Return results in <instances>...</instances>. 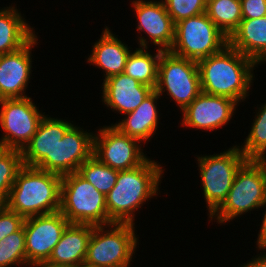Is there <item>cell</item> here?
<instances>
[{"label": "cell", "mask_w": 266, "mask_h": 267, "mask_svg": "<svg viewBox=\"0 0 266 267\" xmlns=\"http://www.w3.org/2000/svg\"><path fill=\"white\" fill-rule=\"evenodd\" d=\"M77 172L105 196L115 186L119 173V171L101 163L94 156L86 160Z\"/></svg>", "instance_id": "4316f807"}, {"label": "cell", "mask_w": 266, "mask_h": 267, "mask_svg": "<svg viewBox=\"0 0 266 267\" xmlns=\"http://www.w3.org/2000/svg\"><path fill=\"white\" fill-rule=\"evenodd\" d=\"M129 3L137 19L135 28L136 32L138 31V38L136 37L138 47L149 48L155 45L154 49L169 51L175 39V24L167 13L163 1L131 0Z\"/></svg>", "instance_id": "7c38bea8"}, {"label": "cell", "mask_w": 266, "mask_h": 267, "mask_svg": "<svg viewBox=\"0 0 266 267\" xmlns=\"http://www.w3.org/2000/svg\"><path fill=\"white\" fill-rule=\"evenodd\" d=\"M68 224L69 221L60 211L25 218L23 226L27 267L49 260Z\"/></svg>", "instance_id": "5bb4252c"}, {"label": "cell", "mask_w": 266, "mask_h": 267, "mask_svg": "<svg viewBox=\"0 0 266 267\" xmlns=\"http://www.w3.org/2000/svg\"><path fill=\"white\" fill-rule=\"evenodd\" d=\"M228 45L255 61L266 63V15L260 18L242 19L228 38Z\"/></svg>", "instance_id": "7402d4cb"}, {"label": "cell", "mask_w": 266, "mask_h": 267, "mask_svg": "<svg viewBox=\"0 0 266 267\" xmlns=\"http://www.w3.org/2000/svg\"><path fill=\"white\" fill-rule=\"evenodd\" d=\"M243 19L260 18L266 15V0H240Z\"/></svg>", "instance_id": "1f68e13d"}, {"label": "cell", "mask_w": 266, "mask_h": 267, "mask_svg": "<svg viewBox=\"0 0 266 267\" xmlns=\"http://www.w3.org/2000/svg\"><path fill=\"white\" fill-rule=\"evenodd\" d=\"M60 212L75 224L110 225L106 196L77 171L62 176Z\"/></svg>", "instance_id": "52a82bcc"}, {"label": "cell", "mask_w": 266, "mask_h": 267, "mask_svg": "<svg viewBox=\"0 0 266 267\" xmlns=\"http://www.w3.org/2000/svg\"><path fill=\"white\" fill-rule=\"evenodd\" d=\"M25 222V218L7 207L0 212V240L4 237L20 230Z\"/></svg>", "instance_id": "4dcf8cb0"}, {"label": "cell", "mask_w": 266, "mask_h": 267, "mask_svg": "<svg viewBox=\"0 0 266 267\" xmlns=\"http://www.w3.org/2000/svg\"><path fill=\"white\" fill-rule=\"evenodd\" d=\"M94 131L93 156L117 171L141 165L147 158L143 144L136 138L122 134L112 124L97 127Z\"/></svg>", "instance_id": "8fae6325"}, {"label": "cell", "mask_w": 266, "mask_h": 267, "mask_svg": "<svg viewBox=\"0 0 266 267\" xmlns=\"http://www.w3.org/2000/svg\"><path fill=\"white\" fill-rule=\"evenodd\" d=\"M254 104L253 122L244 143L238 144L247 160H261L266 155V101L261 105ZM260 106V107H259Z\"/></svg>", "instance_id": "d4e9b609"}, {"label": "cell", "mask_w": 266, "mask_h": 267, "mask_svg": "<svg viewBox=\"0 0 266 267\" xmlns=\"http://www.w3.org/2000/svg\"><path fill=\"white\" fill-rule=\"evenodd\" d=\"M265 202L266 168L260 160H246L237 170L226 200L208 221L211 223L214 220L221 226L230 225L244 214L262 210Z\"/></svg>", "instance_id": "277c9868"}, {"label": "cell", "mask_w": 266, "mask_h": 267, "mask_svg": "<svg viewBox=\"0 0 266 267\" xmlns=\"http://www.w3.org/2000/svg\"><path fill=\"white\" fill-rule=\"evenodd\" d=\"M100 38L96 42H92V50L90 55L86 57L90 66H94L96 69H102L103 73L101 80H105L111 76L123 73L128 55L133 50L132 47L124 43V39L119 35L113 33V29L108 26L102 28Z\"/></svg>", "instance_id": "d6986e66"}, {"label": "cell", "mask_w": 266, "mask_h": 267, "mask_svg": "<svg viewBox=\"0 0 266 267\" xmlns=\"http://www.w3.org/2000/svg\"><path fill=\"white\" fill-rule=\"evenodd\" d=\"M266 168V155L260 160Z\"/></svg>", "instance_id": "74e56055"}, {"label": "cell", "mask_w": 266, "mask_h": 267, "mask_svg": "<svg viewBox=\"0 0 266 267\" xmlns=\"http://www.w3.org/2000/svg\"><path fill=\"white\" fill-rule=\"evenodd\" d=\"M135 225L93 226L85 263L98 267H130L140 241Z\"/></svg>", "instance_id": "5b68a950"}, {"label": "cell", "mask_w": 266, "mask_h": 267, "mask_svg": "<svg viewBox=\"0 0 266 267\" xmlns=\"http://www.w3.org/2000/svg\"><path fill=\"white\" fill-rule=\"evenodd\" d=\"M151 159L148 157L135 168L119 171L115 186L106 195L108 218L112 223L135 224L136 213H140L146 202L161 195L159 186L166 169Z\"/></svg>", "instance_id": "6da1fadb"}, {"label": "cell", "mask_w": 266, "mask_h": 267, "mask_svg": "<svg viewBox=\"0 0 266 267\" xmlns=\"http://www.w3.org/2000/svg\"><path fill=\"white\" fill-rule=\"evenodd\" d=\"M22 166L21 150L0 147V195L6 201Z\"/></svg>", "instance_id": "f1b7e54d"}, {"label": "cell", "mask_w": 266, "mask_h": 267, "mask_svg": "<svg viewBox=\"0 0 266 267\" xmlns=\"http://www.w3.org/2000/svg\"><path fill=\"white\" fill-rule=\"evenodd\" d=\"M197 64L203 93L227 97L239 105L243 102L244 106L257 79L254 70L259 65L255 61L227 45Z\"/></svg>", "instance_id": "7a4b0ae2"}, {"label": "cell", "mask_w": 266, "mask_h": 267, "mask_svg": "<svg viewBox=\"0 0 266 267\" xmlns=\"http://www.w3.org/2000/svg\"><path fill=\"white\" fill-rule=\"evenodd\" d=\"M78 267H98V266H92V265H89V264H87V263H82L80 266H78Z\"/></svg>", "instance_id": "8d00e7d4"}, {"label": "cell", "mask_w": 266, "mask_h": 267, "mask_svg": "<svg viewBox=\"0 0 266 267\" xmlns=\"http://www.w3.org/2000/svg\"><path fill=\"white\" fill-rule=\"evenodd\" d=\"M77 124V125H76ZM74 123L54 147V173L64 176L78 171L93 156L94 134Z\"/></svg>", "instance_id": "e0dca14e"}, {"label": "cell", "mask_w": 266, "mask_h": 267, "mask_svg": "<svg viewBox=\"0 0 266 267\" xmlns=\"http://www.w3.org/2000/svg\"><path fill=\"white\" fill-rule=\"evenodd\" d=\"M206 13L228 38L243 19L240 0H209Z\"/></svg>", "instance_id": "484cf974"}, {"label": "cell", "mask_w": 266, "mask_h": 267, "mask_svg": "<svg viewBox=\"0 0 266 267\" xmlns=\"http://www.w3.org/2000/svg\"><path fill=\"white\" fill-rule=\"evenodd\" d=\"M28 267H54V266H49L46 263H38V264H31Z\"/></svg>", "instance_id": "d590c367"}, {"label": "cell", "mask_w": 266, "mask_h": 267, "mask_svg": "<svg viewBox=\"0 0 266 267\" xmlns=\"http://www.w3.org/2000/svg\"><path fill=\"white\" fill-rule=\"evenodd\" d=\"M227 45L228 37L204 12L175 24V39L169 51L198 62L219 53Z\"/></svg>", "instance_id": "9c48e42d"}, {"label": "cell", "mask_w": 266, "mask_h": 267, "mask_svg": "<svg viewBox=\"0 0 266 267\" xmlns=\"http://www.w3.org/2000/svg\"><path fill=\"white\" fill-rule=\"evenodd\" d=\"M62 176L23 165L10 189L7 208L24 218L60 211Z\"/></svg>", "instance_id": "3957f363"}, {"label": "cell", "mask_w": 266, "mask_h": 267, "mask_svg": "<svg viewBox=\"0 0 266 267\" xmlns=\"http://www.w3.org/2000/svg\"><path fill=\"white\" fill-rule=\"evenodd\" d=\"M38 33L20 49L0 55V99L24 98L31 80L32 49L38 47ZM34 47V48H33Z\"/></svg>", "instance_id": "2e32d148"}, {"label": "cell", "mask_w": 266, "mask_h": 267, "mask_svg": "<svg viewBox=\"0 0 266 267\" xmlns=\"http://www.w3.org/2000/svg\"><path fill=\"white\" fill-rule=\"evenodd\" d=\"M93 226L69 223L46 262L54 267H78L85 262Z\"/></svg>", "instance_id": "44dd1931"}, {"label": "cell", "mask_w": 266, "mask_h": 267, "mask_svg": "<svg viewBox=\"0 0 266 267\" xmlns=\"http://www.w3.org/2000/svg\"><path fill=\"white\" fill-rule=\"evenodd\" d=\"M27 267L24 226L0 240V267Z\"/></svg>", "instance_id": "83f0119b"}, {"label": "cell", "mask_w": 266, "mask_h": 267, "mask_svg": "<svg viewBox=\"0 0 266 267\" xmlns=\"http://www.w3.org/2000/svg\"><path fill=\"white\" fill-rule=\"evenodd\" d=\"M160 99L159 94L153 90L134 111L124 114L112 125L122 134L138 139L143 145L151 142L161 124L162 114L158 108Z\"/></svg>", "instance_id": "ffe728a7"}, {"label": "cell", "mask_w": 266, "mask_h": 267, "mask_svg": "<svg viewBox=\"0 0 266 267\" xmlns=\"http://www.w3.org/2000/svg\"><path fill=\"white\" fill-rule=\"evenodd\" d=\"M101 99L106 109L121 117L134 111L154 89L139 83L136 79L120 73L111 76L101 84Z\"/></svg>", "instance_id": "ac0fdd59"}, {"label": "cell", "mask_w": 266, "mask_h": 267, "mask_svg": "<svg viewBox=\"0 0 266 267\" xmlns=\"http://www.w3.org/2000/svg\"><path fill=\"white\" fill-rule=\"evenodd\" d=\"M167 13L174 24L206 12V0H163Z\"/></svg>", "instance_id": "f546056e"}, {"label": "cell", "mask_w": 266, "mask_h": 267, "mask_svg": "<svg viewBox=\"0 0 266 267\" xmlns=\"http://www.w3.org/2000/svg\"><path fill=\"white\" fill-rule=\"evenodd\" d=\"M73 124L68 117H51L46 113L31 141L21 151L23 165L54 173V147Z\"/></svg>", "instance_id": "9a60e30c"}, {"label": "cell", "mask_w": 266, "mask_h": 267, "mask_svg": "<svg viewBox=\"0 0 266 267\" xmlns=\"http://www.w3.org/2000/svg\"><path fill=\"white\" fill-rule=\"evenodd\" d=\"M25 18L15 2L0 7V55L20 49L38 33Z\"/></svg>", "instance_id": "603a6c76"}, {"label": "cell", "mask_w": 266, "mask_h": 267, "mask_svg": "<svg viewBox=\"0 0 266 267\" xmlns=\"http://www.w3.org/2000/svg\"><path fill=\"white\" fill-rule=\"evenodd\" d=\"M239 104L227 97L201 92L183 111L180 126L210 133L225 128L235 117ZM225 126V127H224ZM217 129V130H216Z\"/></svg>", "instance_id": "4fadbf2b"}, {"label": "cell", "mask_w": 266, "mask_h": 267, "mask_svg": "<svg viewBox=\"0 0 266 267\" xmlns=\"http://www.w3.org/2000/svg\"><path fill=\"white\" fill-rule=\"evenodd\" d=\"M154 90L162 99L167 95L183 111L202 92L197 62L163 51Z\"/></svg>", "instance_id": "ba28073f"}, {"label": "cell", "mask_w": 266, "mask_h": 267, "mask_svg": "<svg viewBox=\"0 0 266 267\" xmlns=\"http://www.w3.org/2000/svg\"><path fill=\"white\" fill-rule=\"evenodd\" d=\"M264 209V211H263ZM262 218H261V225H256L257 227H259V231L257 233V238L255 239V248H259V249H266V202L262 207Z\"/></svg>", "instance_id": "d6a6232c"}, {"label": "cell", "mask_w": 266, "mask_h": 267, "mask_svg": "<svg viewBox=\"0 0 266 267\" xmlns=\"http://www.w3.org/2000/svg\"><path fill=\"white\" fill-rule=\"evenodd\" d=\"M7 207V201L0 195V212Z\"/></svg>", "instance_id": "e575fe53"}, {"label": "cell", "mask_w": 266, "mask_h": 267, "mask_svg": "<svg viewBox=\"0 0 266 267\" xmlns=\"http://www.w3.org/2000/svg\"><path fill=\"white\" fill-rule=\"evenodd\" d=\"M208 218L226 200L237 170L247 160L238 144L220 153L195 155Z\"/></svg>", "instance_id": "8992f818"}, {"label": "cell", "mask_w": 266, "mask_h": 267, "mask_svg": "<svg viewBox=\"0 0 266 267\" xmlns=\"http://www.w3.org/2000/svg\"><path fill=\"white\" fill-rule=\"evenodd\" d=\"M31 97L0 99V147L22 151L36 133L45 112Z\"/></svg>", "instance_id": "30bf717a"}, {"label": "cell", "mask_w": 266, "mask_h": 267, "mask_svg": "<svg viewBox=\"0 0 266 267\" xmlns=\"http://www.w3.org/2000/svg\"><path fill=\"white\" fill-rule=\"evenodd\" d=\"M156 50V51H155ZM136 47L128 55L123 73L139 83L155 89L157 84L158 63L163 52L160 49Z\"/></svg>", "instance_id": "cb8c5ba5"}, {"label": "cell", "mask_w": 266, "mask_h": 267, "mask_svg": "<svg viewBox=\"0 0 266 267\" xmlns=\"http://www.w3.org/2000/svg\"><path fill=\"white\" fill-rule=\"evenodd\" d=\"M256 252L257 255L252 256L250 260L240 264L241 266L239 267H266V249L256 248Z\"/></svg>", "instance_id": "836d02e7"}]
</instances>
